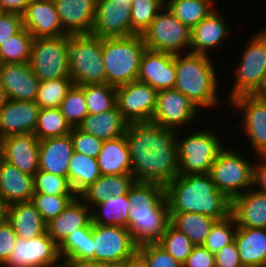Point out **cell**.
<instances>
[{"label":"cell","mask_w":266,"mask_h":267,"mask_svg":"<svg viewBox=\"0 0 266 267\" xmlns=\"http://www.w3.org/2000/svg\"><path fill=\"white\" fill-rule=\"evenodd\" d=\"M124 136L135 181L166 185L179 175L177 131L150 121L128 124Z\"/></svg>","instance_id":"6da1fadb"},{"label":"cell","mask_w":266,"mask_h":267,"mask_svg":"<svg viewBox=\"0 0 266 267\" xmlns=\"http://www.w3.org/2000/svg\"><path fill=\"white\" fill-rule=\"evenodd\" d=\"M130 202L127 229L137 246L158 243L170 224L165 185L135 181L127 194Z\"/></svg>","instance_id":"7a4b0ae2"},{"label":"cell","mask_w":266,"mask_h":267,"mask_svg":"<svg viewBox=\"0 0 266 267\" xmlns=\"http://www.w3.org/2000/svg\"><path fill=\"white\" fill-rule=\"evenodd\" d=\"M169 213H200L216 220L231 215V200L210 174L178 175L165 185Z\"/></svg>","instance_id":"3957f363"},{"label":"cell","mask_w":266,"mask_h":267,"mask_svg":"<svg viewBox=\"0 0 266 267\" xmlns=\"http://www.w3.org/2000/svg\"><path fill=\"white\" fill-rule=\"evenodd\" d=\"M184 55V56H183ZM209 55L188 52L175 55V89L199 109L218 106L217 71ZM219 100V101H218Z\"/></svg>","instance_id":"277c9868"},{"label":"cell","mask_w":266,"mask_h":267,"mask_svg":"<svg viewBox=\"0 0 266 267\" xmlns=\"http://www.w3.org/2000/svg\"><path fill=\"white\" fill-rule=\"evenodd\" d=\"M146 49L142 34L103 38L102 55L106 83L118 87L136 81L141 58Z\"/></svg>","instance_id":"5b68a950"},{"label":"cell","mask_w":266,"mask_h":267,"mask_svg":"<svg viewBox=\"0 0 266 267\" xmlns=\"http://www.w3.org/2000/svg\"><path fill=\"white\" fill-rule=\"evenodd\" d=\"M102 41L103 38L91 33L70 35L68 57L73 84L106 83Z\"/></svg>","instance_id":"8992f818"},{"label":"cell","mask_w":266,"mask_h":267,"mask_svg":"<svg viewBox=\"0 0 266 267\" xmlns=\"http://www.w3.org/2000/svg\"><path fill=\"white\" fill-rule=\"evenodd\" d=\"M212 130L203 127L182 138L177 131L179 175L210 173L219 152L225 147L224 141Z\"/></svg>","instance_id":"52a82bcc"},{"label":"cell","mask_w":266,"mask_h":267,"mask_svg":"<svg viewBox=\"0 0 266 267\" xmlns=\"http://www.w3.org/2000/svg\"><path fill=\"white\" fill-rule=\"evenodd\" d=\"M247 41L240 65L233 71L235 81L226 99L228 102L240 95L257 94L266 78V28Z\"/></svg>","instance_id":"ba28073f"},{"label":"cell","mask_w":266,"mask_h":267,"mask_svg":"<svg viewBox=\"0 0 266 267\" xmlns=\"http://www.w3.org/2000/svg\"><path fill=\"white\" fill-rule=\"evenodd\" d=\"M224 147L213 163L210 176L217 190L230 200L253 187V161L248 160L240 149ZM238 150V151H237Z\"/></svg>","instance_id":"9c48e42d"},{"label":"cell","mask_w":266,"mask_h":267,"mask_svg":"<svg viewBox=\"0 0 266 267\" xmlns=\"http://www.w3.org/2000/svg\"><path fill=\"white\" fill-rule=\"evenodd\" d=\"M70 35L36 38L31 47L29 65L40 81L71 78L68 45Z\"/></svg>","instance_id":"30bf717a"},{"label":"cell","mask_w":266,"mask_h":267,"mask_svg":"<svg viewBox=\"0 0 266 267\" xmlns=\"http://www.w3.org/2000/svg\"><path fill=\"white\" fill-rule=\"evenodd\" d=\"M142 36L148 50L178 55L190 49L191 29L181 23L166 5Z\"/></svg>","instance_id":"8fae6325"},{"label":"cell","mask_w":266,"mask_h":267,"mask_svg":"<svg viewBox=\"0 0 266 267\" xmlns=\"http://www.w3.org/2000/svg\"><path fill=\"white\" fill-rule=\"evenodd\" d=\"M94 261L105 267L118 266L138 249L126 227L92 223Z\"/></svg>","instance_id":"7c38bea8"},{"label":"cell","mask_w":266,"mask_h":267,"mask_svg":"<svg viewBox=\"0 0 266 267\" xmlns=\"http://www.w3.org/2000/svg\"><path fill=\"white\" fill-rule=\"evenodd\" d=\"M157 96V90L138 80L116 87L117 107L129 124L150 122Z\"/></svg>","instance_id":"4fadbf2b"},{"label":"cell","mask_w":266,"mask_h":267,"mask_svg":"<svg viewBox=\"0 0 266 267\" xmlns=\"http://www.w3.org/2000/svg\"><path fill=\"white\" fill-rule=\"evenodd\" d=\"M230 104L235 112H242L241 130L247 134L256 156L266 155V98L246 94L233 98Z\"/></svg>","instance_id":"5bb4252c"},{"label":"cell","mask_w":266,"mask_h":267,"mask_svg":"<svg viewBox=\"0 0 266 267\" xmlns=\"http://www.w3.org/2000/svg\"><path fill=\"white\" fill-rule=\"evenodd\" d=\"M199 111L201 110L177 89H165L158 91L156 109L151 122L167 129L179 131L180 126L184 127L197 121V117L201 113Z\"/></svg>","instance_id":"9a60e30c"},{"label":"cell","mask_w":266,"mask_h":267,"mask_svg":"<svg viewBox=\"0 0 266 267\" xmlns=\"http://www.w3.org/2000/svg\"><path fill=\"white\" fill-rule=\"evenodd\" d=\"M60 262L58 245L46 231L29 240L18 237L7 262L2 267H51Z\"/></svg>","instance_id":"2e32d148"},{"label":"cell","mask_w":266,"mask_h":267,"mask_svg":"<svg viewBox=\"0 0 266 267\" xmlns=\"http://www.w3.org/2000/svg\"><path fill=\"white\" fill-rule=\"evenodd\" d=\"M131 2L97 0L96 16L91 34L101 38L128 37L137 33L131 26Z\"/></svg>","instance_id":"e0dca14e"},{"label":"cell","mask_w":266,"mask_h":267,"mask_svg":"<svg viewBox=\"0 0 266 267\" xmlns=\"http://www.w3.org/2000/svg\"><path fill=\"white\" fill-rule=\"evenodd\" d=\"M40 140L35 134H14L0 139V157L23 173L34 176L39 170Z\"/></svg>","instance_id":"ac0fdd59"},{"label":"cell","mask_w":266,"mask_h":267,"mask_svg":"<svg viewBox=\"0 0 266 267\" xmlns=\"http://www.w3.org/2000/svg\"><path fill=\"white\" fill-rule=\"evenodd\" d=\"M0 83L7 99L35 102L40 80L29 63H7L0 64Z\"/></svg>","instance_id":"d6986e66"},{"label":"cell","mask_w":266,"mask_h":267,"mask_svg":"<svg viewBox=\"0 0 266 267\" xmlns=\"http://www.w3.org/2000/svg\"><path fill=\"white\" fill-rule=\"evenodd\" d=\"M22 18L23 27L34 39L67 35L62 28L54 0H32Z\"/></svg>","instance_id":"ffe728a7"},{"label":"cell","mask_w":266,"mask_h":267,"mask_svg":"<svg viewBox=\"0 0 266 267\" xmlns=\"http://www.w3.org/2000/svg\"><path fill=\"white\" fill-rule=\"evenodd\" d=\"M137 80L149 84L157 91L174 88L175 55L146 49L141 58Z\"/></svg>","instance_id":"44dd1931"},{"label":"cell","mask_w":266,"mask_h":267,"mask_svg":"<svg viewBox=\"0 0 266 267\" xmlns=\"http://www.w3.org/2000/svg\"><path fill=\"white\" fill-rule=\"evenodd\" d=\"M39 111L34 101L7 99L0 110V139L14 134H34Z\"/></svg>","instance_id":"7402d4cb"},{"label":"cell","mask_w":266,"mask_h":267,"mask_svg":"<svg viewBox=\"0 0 266 267\" xmlns=\"http://www.w3.org/2000/svg\"><path fill=\"white\" fill-rule=\"evenodd\" d=\"M62 28L68 35L90 34L97 0H54Z\"/></svg>","instance_id":"603a6c76"},{"label":"cell","mask_w":266,"mask_h":267,"mask_svg":"<svg viewBox=\"0 0 266 267\" xmlns=\"http://www.w3.org/2000/svg\"><path fill=\"white\" fill-rule=\"evenodd\" d=\"M226 17L215 9L199 24L191 29L190 52L209 55L225 41L231 32Z\"/></svg>","instance_id":"cb8c5ba5"},{"label":"cell","mask_w":266,"mask_h":267,"mask_svg":"<svg viewBox=\"0 0 266 267\" xmlns=\"http://www.w3.org/2000/svg\"><path fill=\"white\" fill-rule=\"evenodd\" d=\"M231 215L238 227L266 229V193L252 187L231 200Z\"/></svg>","instance_id":"d4e9b609"},{"label":"cell","mask_w":266,"mask_h":267,"mask_svg":"<svg viewBox=\"0 0 266 267\" xmlns=\"http://www.w3.org/2000/svg\"><path fill=\"white\" fill-rule=\"evenodd\" d=\"M73 152L70 134L40 140L39 170L67 177L69 161Z\"/></svg>","instance_id":"484cf974"},{"label":"cell","mask_w":266,"mask_h":267,"mask_svg":"<svg viewBox=\"0 0 266 267\" xmlns=\"http://www.w3.org/2000/svg\"><path fill=\"white\" fill-rule=\"evenodd\" d=\"M0 194L9 205L31 201L34 176L23 173L0 157Z\"/></svg>","instance_id":"4316f807"},{"label":"cell","mask_w":266,"mask_h":267,"mask_svg":"<svg viewBox=\"0 0 266 267\" xmlns=\"http://www.w3.org/2000/svg\"><path fill=\"white\" fill-rule=\"evenodd\" d=\"M91 221V208L78 196L54 219L46 224L48 235L59 246L74 230Z\"/></svg>","instance_id":"83f0119b"},{"label":"cell","mask_w":266,"mask_h":267,"mask_svg":"<svg viewBox=\"0 0 266 267\" xmlns=\"http://www.w3.org/2000/svg\"><path fill=\"white\" fill-rule=\"evenodd\" d=\"M135 179L132 174L101 175L93 184L84 189L78 197L92 208L107 201L112 195L122 196L128 194Z\"/></svg>","instance_id":"f1b7e54d"},{"label":"cell","mask_w":266,"mask_h":267,"mask_svg":"<svg viewBox=\"0 0 266 267\" xmlns=\"http://www.w3.org/2000/svg\"><path fill=\"white\" fill-rule=\"evenodd\" d=\"M234 241L243 267H266V229L237 226Z\"/></svg>","instance_id":"f546056e"},{"label":"cell","mask_w":266,"mask_h":267,"mask_svg":"<svg viewBox=\"0 0 266 267\" xmlns=\"http://www.w3.org/2000/svg\"><path fill=\"white\" fill-rule=\"evenodd\" d=\"M128 124L116 105L106 112L88 114L78 128L107 141L124 135Z\"/></svg>","instance_id":"4dcf8cb0"},{"label":"cell","mask_w":266,"mask_h":267,"mask_svg":"<svg viewBox=\"0 0 266 267\" xmlns=\"http://www.w3.org/2000/svg\"><path fill=\"white\" fill-rule=\"evenodd\" d=\"M97 161L101 175L132 174L125 136L103 141Z\"/></svg>","instance_id":"1f68e13d"},{"label":"cell","mask_w":266,"mask_h":267,"mask_svg":"<svg viewBox=\"0 0 266 267\" xmlns=\"http://www.w3.org/2000/svg\"><path fill=\"white\" fill-rule=\"evenodd\" d=\"M8 221L22 239L29 240L47 231L46 223L31 201L9 205Z\"/></svg>","instance_id":"d6a6232c"},{"label":"cell","mask_w":266,"mask_h":267,"mask_svg":"<svg viewBox=\"0 0 266 267\" xmlns=\"http://www.w3.org/2000/svg\"><path fill=\"white\" fill-rule=\"evenodd\" d=\"M100 176L97 158L73 152L69 161L67 177L77 196Z\"/></svg>","instance_id":"836d02e7"},{"label":"cell","mask_w":266,"mask_h":267,"mask_svg":"<svg viewBox=\"0 0 266 267\" xmlns=\"http://www.w3.org/2000/svg\"><path fill=\"white\" fill-rule=\"evenodd\" d=\"M131 205L127 194L111 196L107 201L95 205L91 210V222L98 225L128 227ZM95 209V210H93Z\"/></svg>","instance_id":"e575fe53"},{"label":"cell","mask_w":266,"mask_h":267,"mask_svg":"<svg viewBox=\"0 0 266 267\" xmlns=\"http://www.w3.org/2000/svg\"><path fill=\"white\" fill-rule=\"evenodd\" d=\"M61 259L94 261L92 222L74 230L58 246Z\"/></svg>","instance_id":"d590c367"},{"label":"cell","mask_w":266,"mask_h":267,"mask_svg":"<svg viewBox=\"0 0 266 267\" xmlns=\"http://www.w3.org/2000/svg\"><path fill=\"white\" fill-rule=\"evenodd\" d=\"M170 224L185 233L195 246L203 245L216 219L200 213H169Z\"/></svg>","instance_id":"8d00e7d4"},{"label":"cell","mask_w":266,"mask_h":267,"mask_svg":"<svg viewBox=\"0 0 266 267\" xmlns=\"http://www.w3.org/2000/svg\"><path fill=\"white\" fill-rule=\"evenodd\" d=\"M217 0H166V6L174 16L190 29L206 18Z\"/></svg>","instance_id":"74e56055"},{"label":"cell","mask_w":266,"mask_h":267,"mask_svg":"<svg viewBox=\"0 0 266 267\" xmlns=\"http://www.w3.org/2000/svg\"><path fill=\"white\" fill-rule=\"evenodd\" d=\"M71 130V125L67 122L59 108L40 109L34 131V134L39 140L63 137L70 134Z\"/></svg>","instance_id":"f35d334b"},{"label":"cell","mask_w":266,"mask_h":267,"mask_svg":"<svg viewBox=\"0 0 266 267\" xmlns=\"http://www.w3.org/2000/svg\"><path fill=\"white\" fill-rule=\"evenodd\" d=\"M34 37L23 28L0 46V64L29 63Z\"/></svg>","instance_id":"ab89813d"},{"label":"cell","mask_w":266,"mask_h":267,"mask_svg":"<svg viewBox=\"0 0 266 267\" xmlns=\"http://www.w3.org/2000/svg\"><path fill=\"white\" fill-rule=\"evenodd\" d=\"M88 114H99L113 109L116 105V87L107 83L81 85Z\"/></svg>","instance_id":"60d3db41"},{"label":"cell","mask_w":266,"mask_h":267,"mask_svg":"<svg viewBox=\"0 0 266 267\" xmlns=\"http://www.w3.org/2000/svg\"><path fill=\"white\" fill-rule=\"evenodd\" d=\"M71 78H59L54 80L40 81L35 103L42 108H59L61 101L66 97L72 87Z\"/></svg>","instance_id":"b9f144b4"},{"label":"cell","mask_w":266,"mask_h":267,"mask_svg":"<svg viewBox=\"0 0 266 267\" xmlns=\"http://www.w3.org/2000/svg\"><path fill=\"white\" fill-rule=\"evenodd\" d=\"M60 112L64 115L71 127H78L88 115V108L81 86L73 84L66 97L59 105Z\"/></svg>","instance_id":"7bdbcfd3"},{"label":"cell","mask_w":266,"mask_h":267,"mask_svg":"<svg viewBox=\"0 0 266 267\" xmlns=\"http://www.w3.org/2000/svg\"><path fill=\"white\" fill-rule=\"evenodd\" d=\"M166 5V0H133L131 26L137 34H143Z\"/></svg>","instance_id":"ee69618b"},{"label":"cell","mask_w":266,"mask_h":267,"mask_svg":"<svg viewBox=\"0 0 266 267\" xmlns=\"http://www.w3.org/2000/svg\"><path fill=\"white\" fill-rule=\"evenodd\" d=\"M175 260L182 264L195 246L190 238L169 224L158 242Z\"/></svg>","instance_id":"f6af8a7d"},{"label":"cell","mask_w":266,"mask_h":267,"mask_svg":"<svg viewBox=\"0 0 266 267\" xmlns=\"http://www.w3.org/2000/svg\"><path fill=\"white\" fill-rule=\"evenodd\" d=\"M236 230L237 225L232 215L216 220L202 246L216 255L219 249L234 241Z\"/></svg>","instance_id":"bcb514c9"},{"label":"cell","mask_w":266,"mask_h":267,"mask_svg":"<svg viewBox=\"0 0 266 267\" xmlns=\"http://www.w3.org/2000/svg\"><path fill=\"white\" fill-rule=\"evenodd\" d=\"M76 197L77 195L34 193L31 203L39 211L44 222L47 224L57 217Z\"/></svg>","instance_id":"7dc6e473"},{"label":"cell","mask_w":266,"mask_h":267,"mask_svg":"<svg viewBox=\"0 0 266 267\" xmlns=\"http://www.w3.org/2000/svg\"><path fill=\"white\" fill-rule=\"evenodd\" d=\"M34 193L48 195H76L68 177L38 170L34 175Z\"/></svg>","instance_id":"c3c4849f"},{"label":"cell","mask_w":266,"mask_h":267,"mask_svg":"<svg viewBox=\"0 0 266 267\" xmlns=\"http://www.w3.org/2000/svg\"><path fill=\"white\" fill-rule=\"evenodd\" d=\"M137 251L145 258L148 267H183L158 243L143 244Z\"/></svg>","instance_id":"681fc988"},{"label":"cell","mask_w":266,"mask_h":267,"mask_svg":"<svg viewBox=\"0 0 266 267\" xmlns=\"http://www.w3.org/2000/svg\"><path fill=\"white\" fill-rule=\"evenodd\" d=\"M70 135L74 152L93 158L98 157L103 145L102 140L92 134L82 131L78 127H73Z\"/></svg>","instance_id":"f907efd6"},{"label":"cell","mask_w":266,"mask_h":267,"mask_svg":"<svg viewBox=\"0 0 266 267\" xmlns=\"http://www.w3.org/2000/svg\"><path fill=\"white\" fill-rule=\"evenodd\" d=\"M23 28L22 15L0 12V46Z\"/></svg>","instance_id":"816d5d0a"},{"label":"cell","mask_w":266,"mask_h":267,"mask_svg":"<svg viewBox=\"0 0 266 267\" xmlns=\"http://www.w3.org/2000/svg\"><path fill=\"white\" fill-rule=\"evenodd\" d=\"M17 238L9 221L0 224V267L7 262Z\"/></svg>","instance_id":"f5cc1de1"},{"label":"cell","mask_w":266,"mask_h":267,"mask_svg":"<svg viewBox=\"0 0 266 267\" xmlns=\"http://www.w3.org/2000/svg\"><path fill=\"white\" fill-rule=\"evenodd\" d=\"M216 267H243L235 241L225 245L215 255Z\"/></svg>","instance_id":"db71d44e"},{"label":"cell","mask_w":266,"mask_h":267,"mask_svg":"<svg viewBox=\"0 0 266 267\" xmlns=\"http://www.w3.org/2000/svg\"><path fill=\"white\" fill-rule=\"evenodd\" d=\"M183 267H216L215 255L202 245L194 246Z\"/></svg>","instance_id":"11a10c76"},{"label":"cell","mask_w":266,"mask_h":267,"mask_svg":"<svg viewBox=\"0 0 266 267\" xmlns=\"http://www.w3.org/2000/svg\"><path fill=\"white\" fill-rule=\"evenodd\" d=\"M258 163L253 164V187L266 193V155L256 157Z\"/></svg>","instance_id":"9f6ffc18"},{"label":"cell","mask_w":266,"mask_h":267,"mask_svg":"<svg viewBox=\"0 0 266 267\" xmlns=\"http://www.w3.org/2000/svg\"><path fill=\"white\" fill-rule=\"evenodd\" d=\"M32 0H0V12L23 15Z\"/></svg>","instance_id":"6f0895ef"},{"label":"cell","mask_w":266,"mask_h":267,"mask_svg":"<svg viewBox=\"0 0 266 267\" xmlns=\"http://www.w3.org/2000/svg\"><path fill=\"white\" fill-rule=\"evenodd\" d=\"M118 267H148L145 258L136 251L132 256L126 259Z\"/></svg>","instance_id":"680465c9"},{"label":"cell","mask_w":266,"mask_h":267,"mask_svg":"<svg viewBox=\"0 0 266 267\" xmlns=\"http://www.w3.org/2000/svg\"><path fill=\"white\" fill-rule=\"evenodd\" d=\"M61 263L65 267H105L95 261L89 260H72V259H61Z\"/></svg>","instance_id":"91938a15"},{"label":"cell","mask_w":266,"mask_h":267,"mask_svg":"<svg viewBox=\"0 0 266 267\" xmlns=\"http://www.w3.org/2000/svg\"><path fill=\"white\" fill-rule=\"evenodd\" d=\"M9 204L4 200L0 194V224L8 221Z\"/></svg>","instance_id":"94428289"},{"label":"cell","mask_w":266,"mask_h":267,"mask_svg":"<svg viewBox=\"0 0 266 267\" xmlns=\"http://www.w3.org/2000/svg\"><path fill=\"white\" fill-rule=\"evenodd\" d=\"M6 100H7V97H6L5 91L0 83V110L3 108Z\"/></svg>","instance_id":"6125c7cd"},{"label":"cell","mask_w":266,"mask_h":267,"mask_svg":"<svg viewBox=\"0 0 266 267\" xmlns=\"http://www.w3.org/2000/svg\"><path fill=\"white\" fill-rule=\"evenodd\" d=\"M257 95L266 98V78L261 90L257 93Z\"/></svg>","instance_id":"be15d7a7"},{"label":"cell","mask_w":266,"mask_h":267,"mask_svg":"<svg viewBox=\"0 0 266 267\" xmlns=\"http://www.w3.org/2000/svg\"><path fill=\"white\" fill-rule=\"evenodd\" d=\"M51 267H65L61 262L58 265L51 266Z\"/></svg>","instance_id":"e7e4bbea"},{"label":"cell","mask_w":266,"mask_h":267,"mask_svg":"<svg viewBox=\"0 0 266 267\" xmlns=\"http://www.w3.org/2000/svg\"><path fill=\"white\" fill-rule=\"evenodd\" d=\"M121 1H130L131 3L133 2V0H121Z\"/></svg>","instance_id":"03108f58"}]
</instances>
